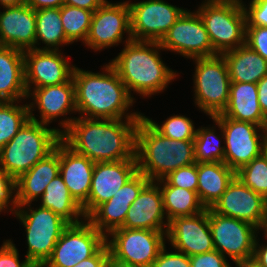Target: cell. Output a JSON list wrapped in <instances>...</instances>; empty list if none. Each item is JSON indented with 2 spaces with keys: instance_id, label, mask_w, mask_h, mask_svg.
I'll return each mask as SVG.
<instances>
[{
  "instance_id": "6da1fadb",
  "label": "cell",
  "mask_w": 267,
  "mask_h": 267,
  "mask_svg": "<svg viewBox=\"0 0 267 267\" xmlns=\"http://www.w3.org/2000/svg\"><path fill=\"white\" fill-rule=\"evenodd\" d=\"M140 119L70 117L59 122L61 139L93 162L136 158V128Z\"/></svg>"
},
{
  "instance_id": "7a4b0ae2",
  "label": "cell",
  "mask_w": 267,
  "mask_h": 267,
  "mask_svg": "<svg viewBox=\"0 0 267 267\" xmlns=\"http://www.w3.org/2000/svg\"><path fill=\"white\" fill-rule=\"evenodd\" d=\"M103 72L94 73L74 68L75 106L79 117L98 119H140V112H128L136 102L119 78L113 66H103ZM124 117V118H123Z\"/></svg>"
},
{
  "instance_id": "3957f363",
  "label": "cell",
  "mask_w": 267,
  "mask_h": 267,
  "mask_svg": "<svg viewBox=\"0 0 267 267\" xmlns=\"http://www.w3.org/2000/svg\"><path fill=\"white\" fill-rule=\"evenodd\" d=\"M123 42V50L109 63L130 95L133 91L143 98L150 97L165 90L178 76L160 58L162 47L159 42L136 41L133 38H126Z\"/></svg>"
},
{
  "instance_id": "277c9868",
  "label": "cell",
  "mask_w": 267,
  "mask_h": 267,
  "mask_svg": "<svg viewBox=\"0 0 267 267\" xmlns=\"http://www.w3.org/2000/svg\"><path fill=\"white\" fill-rule=\"evenodd\" d=\"M135 156L138 171L151 182L195 163L194 140H173L160 134L144 117L136 128Z\"/></svg>"
},
{
  "instance_id": "5b68a950",
  "label": "cell",
  "mask_w": 267,
  "mask_h": 267,
  "mask_svg": "<svg viewBox=\"0 0 267 267\" xmlns=\"http://www.w3.org/2000/svg\"><path fill=\"white\" fill-rule=\"evenodd\" d=\"M29 119L0 150V169L14 180L50 154L61 140L62 130Z\"/></svg>"
},
{
  "instance_id": "8992f818",
  "label": "cell",
  "mask_w": 267,
  "mask_h": 267,
  "mask_svg": "<svg viewBox=\"0 0 267 267\" xmlns=\"http://www.w3.org/2000/svg\"><path fill=\"white\" fill-rule=\"evenodd\" d=\"M13 215L26 229L28 250L25 258L35 267H42L69 223L50 209L39 206L34 210L31 203L17 205Z\"/></svg>"
},
{
  "instance_id": "52a82bcc",
  "label": "cell",
  "mask_w": 267,
  "mask_h": 267,
  "mask_svg": "<svg viewBox=\"0 0 267 267\" xmlns=\"http://www.w3.org/2000/svg\"><path fill=\"white\" fill-rule=\"evenodd\" d=\"M195 105L211 118L222 114L229 100L231 80L222 54L194 58Z\"/></svg>"
},
{
  "instance_id": "ba28073f",
  "label": "cell",
  "mask_w": 267,
  "mask_h": 267,
  "mask_svg": "<svg viewBox=\"0 0 267 267\" xmlns=\"http://www.w3.org/2000/svg\"><path fill=\"white\" fill-rule=\"evenodd\" d=\"M196 12L218 54L245 45L246 14L243 5L204 1Z\"/></svg>"
},
{
  "instance_id": "9c48e42d",
  "label": "cell",
  "mask_w": 267,
  "mask_h": 267,
  "mask_svg": "<svg viewBox=\"0 0 267 267\" xmlns=\"http://www.w3.org/2000/svg\"><path fill=\"white\" fill-rule=\"evenodd\" d=\"M212 118L223 130L224 163L235 172L267 150L265 128L251 122L230 119L222 114Z\"/></svg>"
},
{
  "instance_id": "30bf717a",
  "label": "cell",
  "mask_w": 267,
  "mask_h": 267,
  "mask_svg": "<svg viewBox=\"0 0 267 267\" xmlns=\"http://www.w3.org/2000/svg\"><path fill=\"white\" fill-rule=\"evenodd\" d=\"M167 231L118 228L106 237L110 255L115 259L139 267H152L166 244Z\"/></svg>"
},
{
  "instance_id": "8fae6325",
  "label": "cell",
  "mask_w": 267,
  "mask_h": 267,
  "mask_svg": "<svg viewBox=\"0 0 267 267\" xmlns=\"http://www.w3.org/2000/svg\"><path fill=\"white\" fill-rule=\"evenodd\" d=\"M209 227L215 250L233 262L253 259L259 229L250 223L224 216L209 208ZM258 231V232H257Z\"/></svg>"
},
{
  "instance_id": "7c38bea8",
  "label": "cell",
  "mask_w": 267,
  "mask_h": 267,
  "mask_svg": "<svg viewBox=\"0 0 267 267\" xmlns=\"http://www.w3.org/2000/svg\"><path fill=\"white\" fill-rule=\"evenodd\" d=\"M83 220L64 229L51 257L42 267H75L106 243V237L87 219Z\"/></svg>"
},
{
  "instance_id": "4fadbf2b",
  "label": "cell",
  "mask_w": 267,
  "mask_h": 267,
  "mask_svg": "<svg viewBox=\"0 0 267 267\" xmlns=\"http://www.w3.org/2000/svg\"><path fill=\"white\" fill-rule=\"evenodd\" d=\"M131 35L136 41L160 42L178 18L186 11L164 0L128 1Z\"/></svg>"
},
{
  "instance_id": "5bb4252c",
  "label": "cell",
  "mask_w": 267,
  "mask_h": 267,
  "mask_svg": "<svg viewBox=\"0 0 267 267\" xmlns=\"http://www.w3.org/2000/svg\"><path fill=\"white\" fill-rule=\"evenodd\" d=\"M159 43L162 50L174 51L188 59L218 55L196 11L186 10Z\"/></svg>"
},
{
  "instance_id": "9a60e30c",
  "label": "cell",
  "mask_w": 267,
  "mask_h": 267,
  "mask_svg": "<svg viewBox=\"0 0 267 267\" xmlns=\"http://www.w3.org/2000/svg\"><path fill=\"white\" fill-rule=\"evenodd\" d=\"M211 209L218 214L250 223L260 231H267V200L236 176Z\"/></svg>"
},
{
  "instance_id": "2e32d148",
  "label": "cell",
  "mask_w": 267,
  "mask_h": 267,
  "mask_svg": "<svg viewBox=\"0 0 267 267\" xmlns=\"http://www.w3.org/2000/svg\"><path fill=\"white\" fill-rule=\"evenodd\" d=\"M124 33L132 38L128 1L111 3L106 0L93 13L84 45L94 51L117 46L122 42Z\"/></svg>"
},
{
  "instance_id": "e0dca14e",
  "label": "cell",
  "mask_w": 267,
  "mask_h": 267,
  "mask_svg": "<svg viewBox=\"0 0 267 267\" xmlns=\"http://www.w3.org/2000/svg\"><path fill=\"white\" fill-rule=\"evenodd\" d=\"M61 50L29 49L24 51L26 91L68 82L75 65H71ZM66 58V59H65ZM70 64V65H69ZM32 86V87H31Z\"/></svg>"
},
{
  "instance_id": "ac0fdd59",
  "label": "cell",
  "mask_w": 267,
  "mask_h": 267,
  "mask_svg": "<svg viewBox=\"0 0 267 267\" xmlns=\"http://www.w3.org/2000/svg\"><path fill=\"white\" fill-rule=\"evenodd\" d=\"M138 172L136 158L95 162L87 202L82 206L87 218L99 205L107 202Z\"/></svg>"
},
{
  "instance_id": "d6986e66",
  "label": "cell",
  "mask_w": 267,
  "mask_h": 267,
  "mask_svg": "<svg viewBox=\"0 0 267 267\" xmlns=\"http://www.w3.org/2000/svg\"><path fill=\"white\" fill-rule=\"evenodd\" d=\"M166 239L172 247L187 256L215 250L209 227V208L192 216H180L169 221Z\"/></svg>"
},
{
  "instance_id": "ffe728a7",
  "label": "cell",
  "mask_w": 267,
  "mask_h": 267,
  "mask_svg": "<svg viewBox=\"0 0 267 267\" xmlns=\"http://www.w3.org/2000/svg\"><path fill=\"white\" fill-rule=\"evenodd\" d=\"M150 180L141 172L129 179L107 202L99 205L86 219L105 237L124 224L127 211Z\"/></svg>"
},
{
  "instance_id": "44dd1931",
  "label": "cell",
  "mask_w": 267,
  "mask_h": 267,
  "mask_svg": "<svg viewBox=\"0 0 267 267\" xmlns=\"http://www.w3.org/2000/svg\"><path fill=\"white\" fill-rule=\"evenodd\" d=\"M29 97L32 98V102L28 104L30 119L45 125H50L53 120H57V117H64L69 115L70 112H77L75 106V84L72 78L62 84L34 88L28 93V99ZM35 106L39 110L40 120L32 112Z\"/></svg>"
},
{
  "instance_id": "7402d4cb",
  "label": "cell",
  "mask_w": 267,
  "mask_h": 267,
  "mask_svg": "<svg viewBox=\"0 0 267 267\" xmlns=\"http://www.w3.org/2000/svg\"><path fill=\"white\" fill-rule=\"evenodd\" d=\"M35 39L36 10L26 3L3 7L0 12V46L25 51L35 48Z\"/></svg>"
},
{
  "instance_id": "603a6c76",
  "label": "cell",
  "mask_w": 267,
  "mask_h": 267,
  "mask_svg": "<svg viewBox=\"0 0 267 267\" xmlns=\"http://www.w3.org/2000/svg\"><path fill=\"white\" fill-rule=\"evenodd\" d=\"M168 225L160 187L150 181L133 201L121 228L167 231Z\"/></svg>"
},
{
  "instance_id": "cb8c5ba5",
  "label": "cell",
  "mask_w": 267,
  "mask_h": 267,
  "mask_svg": "<svg viewBox=\"0 0 267 267\" xmlns=\"http://www.w3.org/2000/svg\"><path fill=\"white\" fill-rule=\"evenodd\" d=\"M95 162L60 140V172L71 196L82 207L88 200Z\"/></svg>"
},
{
  "instance_id": "d4e9b609",
  "label": "cell",
  "mask_w": 267,
  "mask_h": 267,
  "mask_svg": "<svg viewBox=\"0 0 267 267\" xmlns=\"http://www.w3.org/2000/svg\"><path fill=\"white\" fill-rule=\"evenodd\" d=\"M60 172V141L55 149L30 170L15 180L16 204L24 205L37 201L46 186Z\"/></svg>"
},
{
  "instance_id": "484cf974",
  "label": "cell",
  "mask_w": 267,
  "mask_h": 267,
  "mask_svg": "<svg viewBox=\"0 0 267 267\" xmlns=\"http://www.w3.org/2000/svg\"><path fill=\"white\" fill-rule=\"evenodd\" d=\"M26 98L24 51L0 46V102H20Z\"/></svg>"
},
{
  "instance_id": "4316f807",
  "label": "cell",
  "mask_w": 267,
  "mask_h": 267,
  "mask_svg": "<svg viewBox=\"0 0 267 267\" xmlns=\"http://www.w3.org/2000/svg\"><path fill=\"white\" fill-rule=\"evenodd\" d=\"M222 115L266 128L267 119L258 102L257 84L231 82L228 105Z\"/></svg>"
},
{
  "instance_id": "83f0119b",
  "label": "cell",
  "mask_w": 267,
  "mask_h": 267,
  "mask_svg": "<svg viewBox=\"0 0 267 267\" xmlns=\"http://www.w3.org/2000/svg\"><path fill=\"white\" fill-rule=\"evenodd\" d=\"M231 82L256 84L267 75V61L246 44L222 53Z\"/></svg>"
},
{
  "instance_id": "f1b7e54d",
  "label": "cell",
  "mask_w": 267,
  "mask_h": 267,
  "mask_svg": "<svg viewBox=\"0 0 267 267\" xmlns=\"http://www.w3.org/2000/svg\"><path fill=\"white\" fill-rule=\"evenodd\" d=\"M235 176L236 172L224 162L198 163L197 193L206 209L222 196Z\"/></svg>"
},
{
  "instance_id": "f546056e",
  "label": "cell",
  "mask_w": 267,
  "mask_h": 267,
  "mask_svg": "<svg viewBox=\"0 0 267 267\" xmlns=\"http://www.w3.org/2000/svg\"><path fill=\"white\" fill-rule=\"evenodd\" d=\"M39 199L41 201L39 206L50 209L69 224H77L82 222L83 218L86 219L82 207L71 196L60 174L51 180Z\"/></svg>"
},
{
  "instance_id": "4dcf8cb0",
  "label": "cell",
  "mask_w": 267,
  "mask_h": 267,
  "mask_svg": "<svg viewBox=\"0 0 267 267\" xmlns=\"http://www.w3.org/2000/svg\"><path fill=\"white\" fill-rule=\"evenodd\" d=\"M156 183L160 187L168 221L180 216H192L206 210L197 192L171 186L165 179L158 180Z\"/></svg>"
},
{
  "instance_id": "1f68e13d",
  "label": "cell",
  "mask_w": 267,
  "mask_h": 267,
  "mask_svg": "<svg viewBox=\"0 0 267 267\" xmlns=\"http://www.w3.org/2000/svg\"><path fill=\"white\" fill-rule=\"evenodd\" d=\"M42 41L45 47H37ZM72 44L65 36L60 8H44L36 10L35 48L39 50H59V46Z\"/></svg>"
},
{
  "instance_id": "d6a6232c",
  "label": "cell",
  "mask_w": 267,
  "mask_h": 267,
  "mask_svg": "<svg viewBox=\"0 0 267 267\" xmlns=\"http://www.w3.org/2000/svg\"><path fill=\"white\" fill-rule=\"evenodd\" d=\"M212 120L218 126V130H221V135H216L214 127H201L196 130L194 138V157L196 163L224 162L225 146L220 144L222 142L220 139L224 138L223 130L217 121L213 118ZM218 136H222V138Z\"/></svg>"
},
{
  "instance_id": "836d02e7",
  "label": "cell",
  "mask_w": 267,
  "mask_h": 267,
  "mask_svg": "<svg viewBox=\"0 0 267 267\" xmlns=\"http://www.w3.org/2000/svg\"><path fill=\"white\" fill-rule=\"evenodd\" d=\"M20 102H0V150L30 119L29 105Z\"/></svg>"
},
{
  "instance_id": "e575fe53",
  "label": "cell",
  "mask_w": 267,
  "mask_h": 267,
  "mask_svg": "<svg viewBox=\"0 0 267 267\" xmlns=\"http://www.w3.org/2000/svg\"><path fill=\"white\" fill-rule=\"evenodd\" d=\"M92 11L63 5L60 7V17L66 38L71 42L85 43L93 16Z\"/></svg>"
},
{
  "instance_id": "d590c367",
  "label": "cell",
  "mask_w": 267,
  "mask_h": 267,
  "mask_svg": "<svg viewBox=\"0 0 267 267\" xmlns=\"http://www.w3.org/2000/svg\"><path fill=\"white\" fill-rule=\"evenodd\" d=\"M236 177L267 200V150L236 171Z\"/></svg>"
},
{
  "instance_id": "8d00e7d4",
  "label": "cell",
  "mask_w": 267,
  "mask_h": 267,
  "mask_svg": "<svg viewBox=\"0 0 267 267\" xmlns=\"http://www.w3.org/2000/svg\"><path fill=\"white\" fill-rule=\"evenodd\" d=\"M150 124L163 136L173 140H194L196 130L192 120L183 115H173L161 125L144 116Z\"/></svg>"
},
{
  "instance_id": "74e56055",
  "label": "cell",
  "mask_w": 267,
  "mask_h": 267,
  "mask_svg": "<svg viewBox=\"0 0 267 267\" xmlns=\"http://www.w3.org/2000/svg\"><path fill=\"white\" fill-rule=\"evenodd\" d=\"M171 186L197 192L198 163L180 167L164 178Z\"/></svg>"
},
{
  "instance_id": "f35d334b",
  "label": "cell",
  "mask_w": 267,
  "mask_h": 267,
  "mask_svg": "<svg viewBox=\"0 0 267 267\" xmlns=\"http://www.w3.org/2000/svg\"><path fill=\"white\" fill-rule=\"evenodd\" d=\"M15 194V180L0 169V213L4 210L6 211V209L8 211L10 208L11 213L14 214L17 208Z\"/></svg>"
},
{
  "instance_id": "ab89813d",
  "label": "cell",
  "mask_w": 267,
  "mask_h": 267,
  "mask_svg": "<svg viewBox=\"0 0 267 267\" xmlns=\"http://www.w3.org/2000/svg\"><path fill=\"white\" fill-rule=\"evenodd\" d=\"M245 44L267 61V27L246 26Z\"/></svg>"
},
{
  "instance_id": "60d3db41",
  "label": "cell",
  "mask_w": 267,
  "mask_h": 267,
  "mask_svg": "<svg viewBox=\"0 0 267 267\" xmlns=\"http://www.w3.org/2000/svg\"><path fill=\"white\" fill-rule=\"evenodd\" d=\"M246 14V26L267 27V0H251L249 8L243 4Z\"/></svg>"
},
{
  "instance_id": "b9f144b4",
  "label": "cell",
  "mask_w": 267,
  "mask_h": 267,
  "mask_svg": "<svg viewBox=\"0 0 267 267\" xmlns=\"http://www.w3.org/2000/svg\"><path fill=\"white\" fill-rule=\"evenodd\" d=\"M0 267H35L27 258L19 261L18 249L11 239L3 242L0 247Z\"/></svg>"
},
{
  "instance_id": "7bdbcfd3",
  "label": "cell",
  "mask_w": 267,
  "mask_h": 267,
  "mask_svg": "<svg viewBox=\"0 0 267 267\" xmlns=\"http://www.w3.org/2000/svg\"><path fill=\"white\" fill-rule=\"evenodd\" d=\"M166 250V246L161 249L152 267H191L189 256L176 250L175 252Z\"/></svg>"
},
{
  "instance_id": "ee69618b",
  "label": "cell",
  "mask_w": 267,
  "mask_h": 267,
  "mask_svg": "<svg viewBox=\"0 0 267 267\" xmlns=\"http://www.w3.org/2000/svg\"><path fill=\"white\" fill-rule=\"evenodd\" d=\"M189 257L191 267H231L227 257L217 250Z\"/></svg>"
},
{
  "instance_id": "f6af8a7d",
  "label": "cell",
  "mask_w": 267,
  "mask_h": 267,
  "mask_svg": "<svg viewBox=\"0 0 267 267\" xmlns=\"http://www.w3.org/2000/svg\"><path fill=\"white\" fill-rule=\"evenodd\" d=\"M109 255V247L105 243L92 257L82 260L75 267H105Z\"/></svg>"
},
{
  "instance_id": "bcb514c9",
  "label": "cell",
  "mask_w": 267,
  "mask_h": 267,
  "mask_svg": "<svg viewBox=\"0 0 267 267\" xmlns=\"http://www.w3.org/2000/svg\"><path fill=\"white\" fill-rule=\"evenodd\" d=\"M258 102L265 118L267 119V75L257 83Z\"/></svg>"
},
{
  "instance_id": "7dc6e473",
  "label": "cell",
  "mask_w": 267,
  "mask_h": 267,
  "mask_svg": "<svg viewBox=\"0 0 267 267\" xmlns=\"http://www.w3.org/2000/svg\"><path fill=\"white\" fill-rule=\"evenodd\" d=\"M264 236L267 239V231H263ZM259 241L256 238L253 260L259 267H267V244H258ZM261 245V246H260Z\"/></svg>"
},
{
  "instance_id": "c3c4849f",
  "label": "cell",
  "mask_w": 267,
  "mask_h": 267,
  "mask_svg": "<svg viewBox=\"0 0 267 267\" xmlns=\"http://www.w3.org/2000/svg\"><path fill=\"white\" fill-rule=\"evenodd\" d=\"M106 0H64V5L79 7L94 12Z\"/></svg>"
},
{
  "instance_id": "681fc988",
  "label": "cell",
  "mask_w": 267,
  "mask_h": 267,
  "mask_svg": "<svg viewBox=\"0 0 267 267\" xmlns=\"http://www.w3.org/2000/svg\"><path fill=\"white\" fill-rule=\"evenodd\" d=\"M26 4L34 10L60 8L64 5V0H26Z\"/></svg>"
},
{
  "instance_id": "f907efd6",
  "label": "cell",
  "mask_w": 267,
  "mask_h": 267,
  "mask_svg": "<svg viewBox=\"0 0 267 267\" xmlns=\"http://www.w3.org/2000/svg\"><path fill=\"white\" fill-rule=\"evenodd\" d=\"M105 267H139V266L121 262L112 257L111 255H109Z\"/></svg>"
},
{
  "instance_id": "816d5d0a",
  "label": "cell",
  "mask_w": 267,
  "mask_h": 267,
  "mask_svg": "<svg viewBox=\"0 0 267 267\" xmlns=\"http://www.w3.org/2000/svg\"><path fill=\"white\" fill-rule=\"evenodd\" d=\"M26 0H0V4L2 7L5 6H18V5H22L25 4Z\"/></svg>"
},
{
  "instance_id": "f5cc1de1",
  "label": "cell",
  "mask_w": 267,
  "mask_h": 267,
  "mask_svg": "<svg viewBox=\"0 0 267 267\" xmlns=\"http://www.w3.org/2000/svg\"><path fill=\"white\" fill-rule=\"evenodd\" d=\"M236 267H259L254 260H248V261H237L234 262ZM232 267V266H231Z\"/></svg>"
},
{
  "instance_id": "db71d44e",
  "label": "cell",
  "mask_w": 267,
  "mask_h": 267,
  "mask_svg": "<svg viewBox=\"0 0 267 267\" xmlns=\"http://www.w3.org/2000/svg\"><path fill=\"white\" fill-rule=\"evenodd\" d=\"M205 2L235 3L239 5L244 4L242 0H205Z\"/></svg>"
},
{
  "instance_id": "11a10c76",
  "label": "cell",
  "mask_w": 267,
  "mask_h": 267,
  "mask_svg": "<svg viewBox=\"0 0 267 267\" xmlns=\"http://www.w3.org/2000/svg\"><path fill=\"white\" fill-rule=\"evenodd\" d=\"M265 131H266V145H267V124H266Z\"/></svg>"
}]
</instances>
